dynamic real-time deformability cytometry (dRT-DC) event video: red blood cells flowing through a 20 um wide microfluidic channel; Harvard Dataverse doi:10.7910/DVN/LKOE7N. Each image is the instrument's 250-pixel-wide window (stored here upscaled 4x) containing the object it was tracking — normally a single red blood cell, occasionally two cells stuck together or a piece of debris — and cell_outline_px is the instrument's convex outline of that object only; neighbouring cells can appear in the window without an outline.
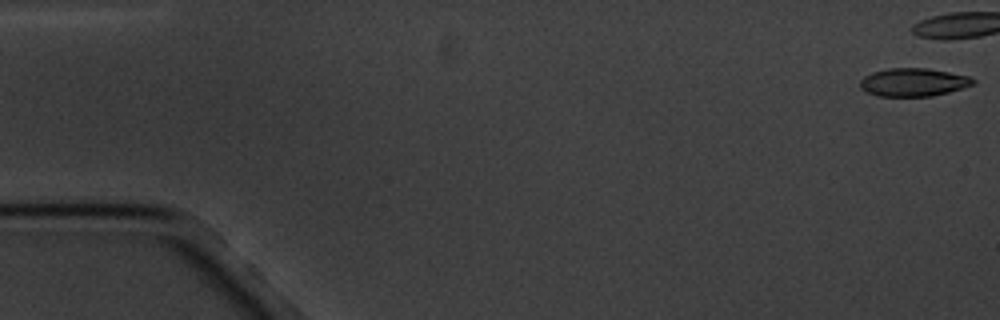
{"species": "common noctule bat (a hibernating species)", "species_latin": "Nyctalus noctula", "temperature_condition": "cold", "stored_images_in_passage": 9, "camera_frame_rate_fps": 3000, "um_per_image_px": 0.085, "animal": {"sex": "male", "body_mass_g": 20.1, "forearm_length_mm": 53.5}, "frame": {"image": 1, "passage_image": 1, "time_ms": 0.0, "image_size_px": [1000, 320], "cell_outline_px": [[976, 84], [948, 92], [932, 96], [876, 96], [864, 92], [860, 88], [860, 80], [864, 76], [872, 72], [888, 68], [928, 68], [968, 76], [976, 80]], "centroid_in_image_um": [77.61, 6.99], "position_along_channel_um": 7.4, "area_um2": 18.67}}
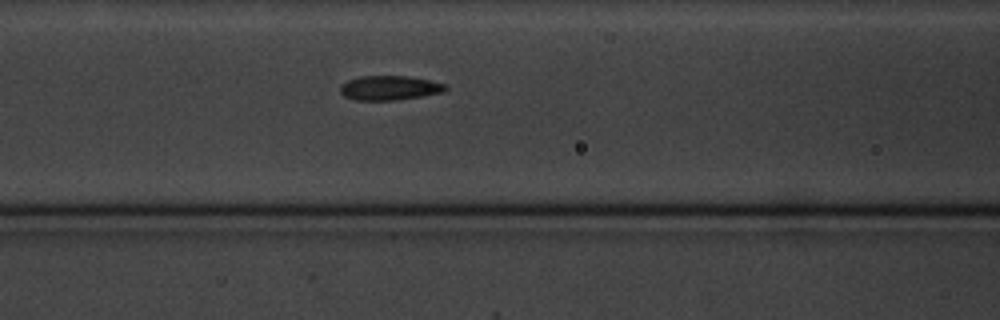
{"frame": {"image": 2, "passage_image": 9, "time_ms": 10.0, "image_size_px": [1000, 320], "cell_outline_px": [[448, 88], [444, 92], [424, 96], [396, 100], [356, 100], [344, 96], [340, 92], [340, 84], [348, 80], [360, 76], [408, 76], [428, 80], [444, 84]], "centroid_in_image_um": [33.09, 7.47], "position_along_channel_um": 133.5, "area_um2": 15.03}}